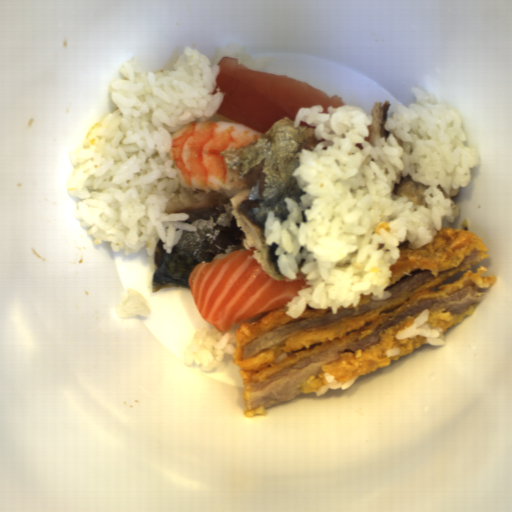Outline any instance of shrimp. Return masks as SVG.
<instances>
[{"label": "shrimp", "instance_id": "shrimp-1", "mask_svg": "<svg viewBox=\"0 0 512 512\" xmlns=\"http://www.w3.org/2000/svg\"><path fill=\"white\" fill-rule=\"evenodd\" d=\"M263 134L252 127L223 121L190 122L171 132L168 155L174 159L179 182L185 189L220 190L226 182L221 154L227 148L246 147Z\"/></svg>", "mask_w": 512, "mask_h": 512}]
</instances>
